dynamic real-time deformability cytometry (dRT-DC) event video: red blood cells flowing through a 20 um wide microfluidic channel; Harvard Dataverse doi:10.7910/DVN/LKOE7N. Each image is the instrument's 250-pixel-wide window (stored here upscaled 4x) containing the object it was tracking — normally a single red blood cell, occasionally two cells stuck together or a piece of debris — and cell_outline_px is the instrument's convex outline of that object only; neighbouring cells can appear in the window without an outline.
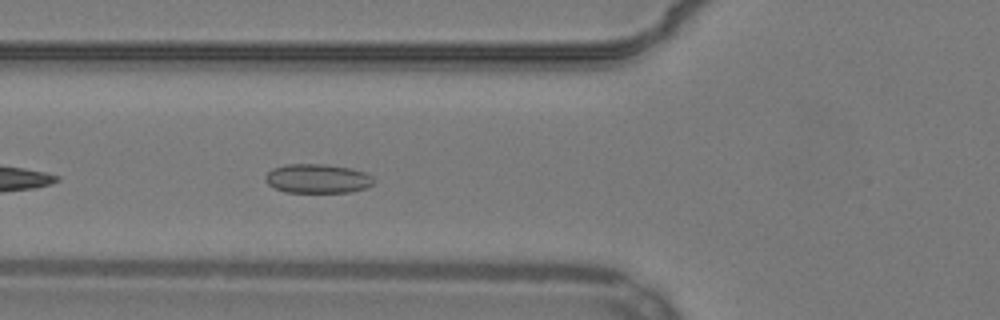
{"species": "common noctule bat (a hibernating species)", "species_latin": "Nyctalus noctula", "temperature_condition": "warm", "stored_images_in_passage": 40, "camera_frame_rate_fps": 3000, "um_per_image_px": 0.085, "animal": {"sex": "male", "body_mass_g": 19.2, "forearm_length_mm": 51.8}, "frame": {"image": 1, "passage_image": 5, "time_ms": 1.333, "image_size_px": [1000, 320], "cell_outline_px": [[376, 180], [368, 188], [352, 192], [284, 192], [268, 184], [264, 180], [264, 176], [272, 168], [284, 164], [324, 164], [348, 168], [364, 172], [372, 176]], "centroid_in_image_um": [26.98, 15.18], "position_along_channel_um": 98.8, "area_um2": 18.55}}
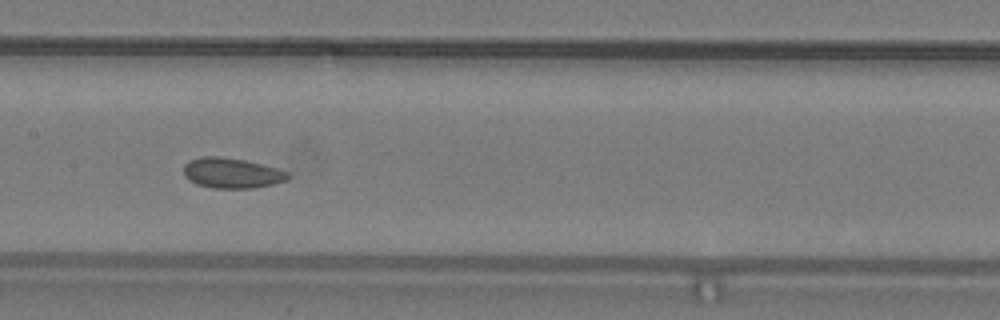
{"frame": {"image": 2, "passage_image": 12, "time_ms": 3.667, "image_size_px": [1000, 320], "cell_outline_px": [[288, 180], [256, 188], [212, 188], [196, 184], [188, 180], [184, 176], [184, 164], [188, 160], [204, 156], [216, 156], [244, 160], [276, 168], [288, 172]], "centroid_in_image_um": [19.66, 14.72], "position_along_channel_um": 187.7, "area_um2": 18.38}}
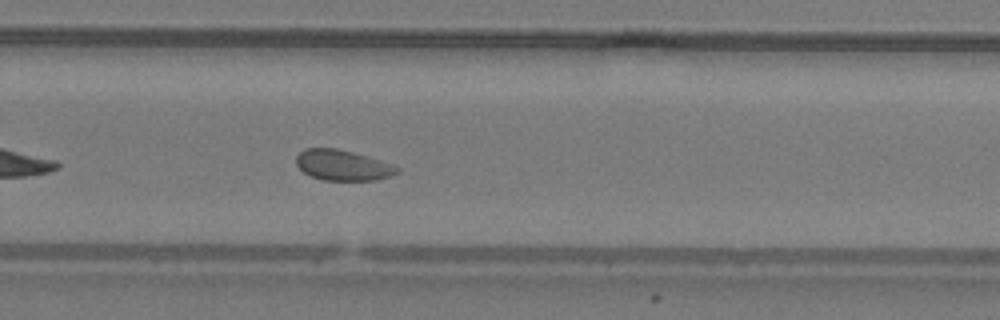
{"frame": {"image": 3, "passage_image": 21, "time_ms": 6.667, "image_size_px": [1000, 320], "cell_outline_px": [[400, 172], [392, 176], [376, 180], [324, 180], [312, 176], [304, 172], [296, 164], [296, 156], [304, 148], [336, 148], [352, 152], [380, 160], [392, 164], [400, 168]], "centroid_in_image_um": [29.15, 14.04], "position_along_channel_um": 300.6, "area_um2": 17.92}, "authors_computed_cell_mechanics": {"area_um2": 18.7561, "velocity_mm_per_s": 3.7953, "shape_relaxation_time_tau1_ms": null, "shape_relaxation_time_tau2_ms": 1.9088, "deformation_change_tau1": null, "deformation_change_tau2": 0.0637}}